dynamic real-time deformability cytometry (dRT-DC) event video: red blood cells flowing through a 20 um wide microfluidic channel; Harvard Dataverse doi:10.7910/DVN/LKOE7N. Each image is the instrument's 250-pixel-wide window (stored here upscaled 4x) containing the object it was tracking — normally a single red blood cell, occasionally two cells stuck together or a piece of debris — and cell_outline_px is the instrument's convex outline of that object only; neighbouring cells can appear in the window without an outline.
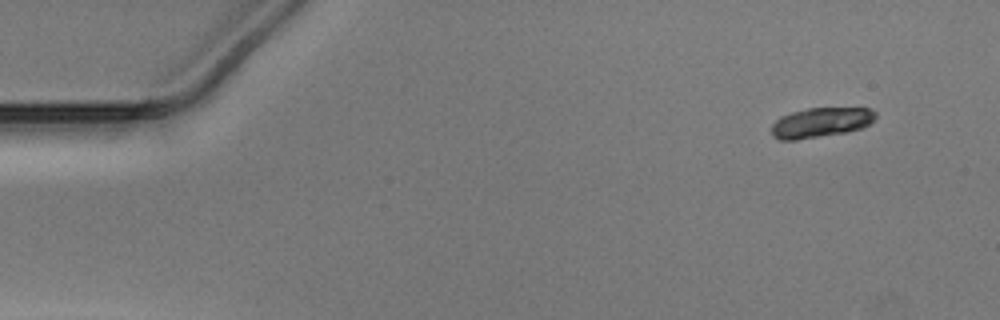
{"species": "Egyptian fruit bat (a non-hibernating species)", "species_latin": "Rousettus aegyptiacus", "temperature_condition": "warm", "stored_images_in_passage": 11, "camera_frame_rate_fps": 3000, "um_per_image_px": 0.085, "animal": {"sex": "male"}, "frame": {"image": 1, "passage_image": 1, "time_ms": 0.0, "image_size_px": [1000, 320], "cell_outline_px": [[876, 116], [868, 124], [860, 128], [848, 132], [796, 140], [780, 140], [772, 136], [772, 124], [780, 116], [792, 112], [808, 108], [872, 108], [876, 112]], "centroid_in_image_um": [69.75, 10.41], "position_along_channel_um": 15.3, "area_um2": 18.09}}